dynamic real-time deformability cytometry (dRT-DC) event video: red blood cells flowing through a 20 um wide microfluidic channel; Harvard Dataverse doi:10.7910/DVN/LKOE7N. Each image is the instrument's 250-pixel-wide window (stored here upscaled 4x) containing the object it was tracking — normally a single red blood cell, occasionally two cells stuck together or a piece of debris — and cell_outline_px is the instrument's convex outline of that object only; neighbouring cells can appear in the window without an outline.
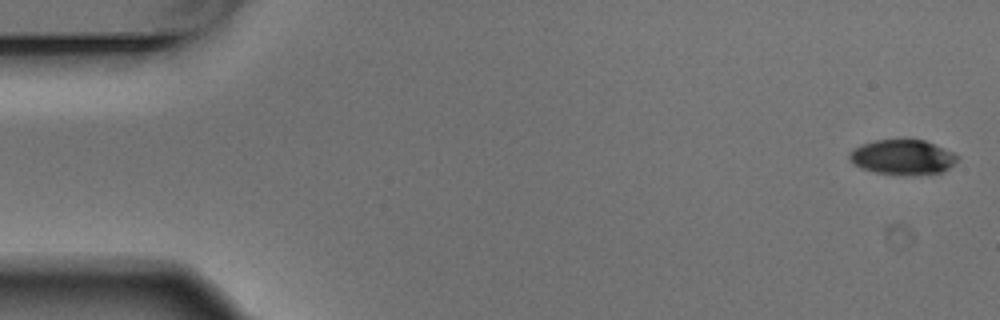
{"species": "Egyptian fruit bat (a non-hibernating species)", "species_latin": "Rousettus aegyptiacus", "temperature_condition": "warm", "stored_images_in_passage": 5, "camera_frame_rate_fps": 3000, "um_per_image_px": 0.085, "animal": {"sex": "male"}, "frame": {"image": 1, "passage_image": 1, "time_ms": 0.0, "image_size_px": [1000, 320], "cell_outline_px": [[960, 156], [944, 172], [916, 176], [904, 176], [876, 172], [860, 168], [848, 156], [848, 152], [852, 148], [876, 140], [900, 136], [904, 136], [924, 140], [952, 152]], "centroid_in_image_um": [76.72, 13.33], "position_along_channel_um": 8.3, "area_um2": 22.77}}
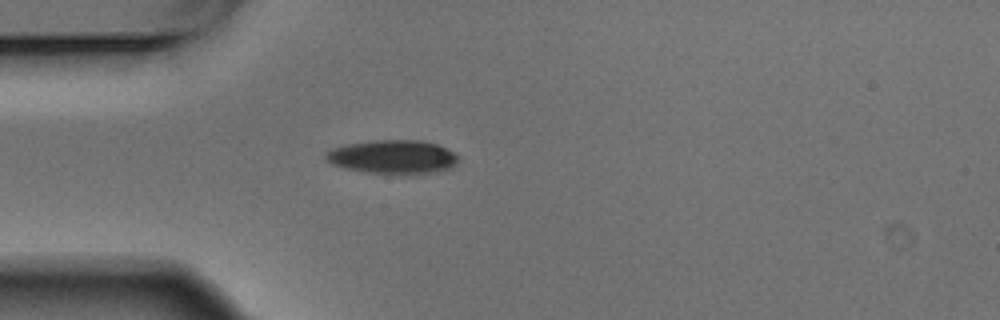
{"frame": {"image": 2, "passage_image": 5, "time_ms": 1.333, "image_size_px": [1000, 320], "cell_outline_px": [[460, 160], [452, 168], [440, 172], [412, 176], [400, 176], [364, 172], [344, 168], [332, 164], [324, 156], [324, 152], [332, 148], [348, 144], [376, 140], [424, 140], [436, 144], [452, 152]], "centroid_in_image_um": [33.42, 13.38], "position_along_channel_um": 51.6, "area_um2": 26.88}}